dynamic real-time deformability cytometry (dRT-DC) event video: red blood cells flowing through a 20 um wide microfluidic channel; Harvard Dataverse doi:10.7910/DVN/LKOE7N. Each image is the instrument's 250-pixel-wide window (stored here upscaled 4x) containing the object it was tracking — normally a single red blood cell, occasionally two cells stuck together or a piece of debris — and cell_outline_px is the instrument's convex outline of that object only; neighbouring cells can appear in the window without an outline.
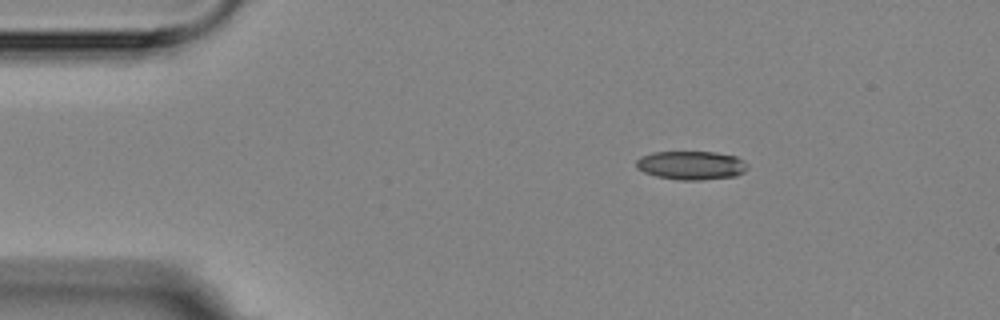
{"species": "Egyptian fruit bat (a non-hibernating species)", "species_latin": "Rousettus aegyptiacus", "temperature_condition": "room temperature", "stored_images_in_passage": 3, "camera_frame_rate_fps": 3000, "um_per_image_px": 0.085, "animal": {"sex": "female"}, "frame": {"image": 1, "passage_image": 1, "time_ms": 0.0, "image_size_px": [1000, 320], "cell_outline_px": [[748, 168], [744, 172], [736, 176], [700, 180], [680, 180], [656, 176], [644, 172], [636, 168], [636, 160], [640, 156], [652, 152], [716, 152], [736, 156], [744, 160], [748, 164]], "centroid_in_image_um": [58.76, 14.05], "position_along_channel_um": 26.2, "area_um2": 18.79}}